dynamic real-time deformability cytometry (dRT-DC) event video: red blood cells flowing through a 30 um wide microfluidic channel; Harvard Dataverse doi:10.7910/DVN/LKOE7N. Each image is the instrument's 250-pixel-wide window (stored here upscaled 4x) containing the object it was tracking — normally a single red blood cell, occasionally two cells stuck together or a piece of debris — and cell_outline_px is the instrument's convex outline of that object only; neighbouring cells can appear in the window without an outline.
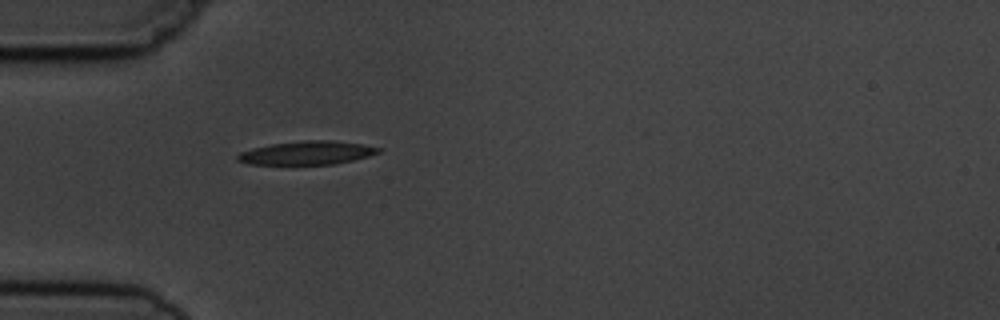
{"species": "common noctule bat (a hibernating species)", "species_latin": "Nyctalus noctula", "temperature_condition": "cold", "stored_images_in_passage": 1, "camera_frame_rate_fps": 3000, "um_per_image_px": 0.085, "animal": {"sex": "male", "body_mass_g": 19.5, "forearm_length_mm": 54.6}, "frame": {"image": 1, "passage_image": 1, "time_ms": 0.0, "image_size_px": [1000, 320], "cell_outline_px": [[384, 148], [380, 152], [368, 156], [352, 160], [332, 164], [248, 164], [236, 160], [236, 156], [240, 152], [252, 148], [272, 144], [304, 140], [332, 140], [364, 144]], "centroid_in_image_um": [26.11, 12.98], "position_along_channel_um": 58.9, "area_um2": 19.31}}